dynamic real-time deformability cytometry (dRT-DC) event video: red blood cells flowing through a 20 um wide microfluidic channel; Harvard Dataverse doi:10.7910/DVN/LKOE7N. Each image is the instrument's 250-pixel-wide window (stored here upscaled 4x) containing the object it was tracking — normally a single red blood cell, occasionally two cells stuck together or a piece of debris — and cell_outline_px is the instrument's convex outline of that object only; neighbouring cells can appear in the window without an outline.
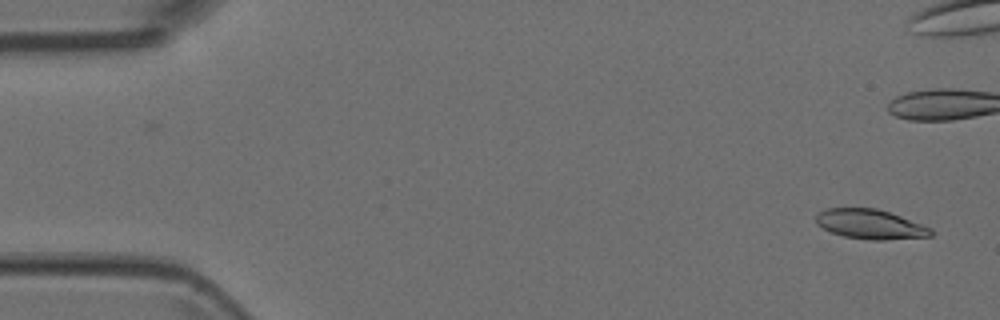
{"species": "Egyptian fruit bat (a non-hibernating species)", "species_latin": "Rousettus aegyptiacus", "temperature_condition": "room temperature", "stored_images_in_passage": 2, "camera_frame_rate_fps": 3000, "um_per_image_px": 0.085, "animal": {"sex": "female"}, "frame": {"image": 1, "passage_image": 2, "time_ms": 0.333, "image_size_px": [1000, 320], "cell_outline_px": [[932, 236], [884, 240], [868, 240], [844, 236], [832, 232], [816, 224], [816, 216], [824, 208], [876, 208], [900, 216], [932, 228]], "centroid_in_image_um": [73.97, 19.06], "position_along_channel_um": 11.0, "area_um2": 19.71}}